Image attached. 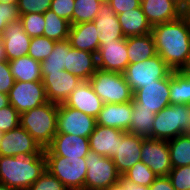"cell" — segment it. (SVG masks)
<instances>
[{
	"label": "cell",
	"mask_w": 190,
	"mask_h": 190,
	"mask_svg": "<svg viewBox=\"0 0 190 190\" xmlns=\"http://www.w3.org/2000/svg\"><path fill=\"white\" fill-rule=\"evenodd\" d=\"M157 54L173 71L190 67V17L152 26Z\"/></svg>",
	"instance_id": "cell-1"
},
{
	"label": "cell",
	"mask_w": 190,
	"mask_h": 190,
	"mask_svg": "<svg viewBox=\"0 0 190 190\" xmlns=\"http://www.w3.org/2000/svg\"><path fill=\"white\" fill-rule=\"evenodd\" d=\"M47 171L44 152L0 156V183L15 190H26Z\"/></svg>",
	"instance_id": "cell-2"
},
{
	"label": "cell",
	"mask_w": 190,
	"mask_h": 190,
	"mask_svg": "<svg viewBox=\"0 0 190 190\" xmlns=\"http://www.w3.org/2000/svg\"><path fill=\"white\" fill-rule=\"evenodd\" d=\"M58 108L59 104L48 101L20 114V125L44 149L57 134Z\"/></svg>",
	"instance_id": "cell-3"
},
{
	"label": "cell",
	"mask_w": 190,
	"mask_h": 190,
	"mask_svg": "<svg viewBox=\"0 0 190 190\" xmlns=\"http://www.w3.org/2000/svg\"><path fill=\"white\" fill-rule=\"evenodd\" d=\"M190 133V105H169L155 114L153 139L170 140Z\"/></svg>",
	"instance_id": "cell-4"
},
{
	"label": "cell",
	"mask_w": 190,
	"mask_h": 190,
	"mask_svg": "<svg viewBox=\"0 0 190 190\" xmlns=\"http://www.w3.org/2000/svg\"><path fill=\"white\" fill-rule=\"evenodd\" d=\"M89 82L103 103L116 104L133 101L134 93L123 73L98 69Z\"/></svg>",
	"instance_id": "cell-5"
},
{
	"label": "cell",
	"mask_w": 190,
	"mask_h": 190,
	"mask_svg": "<svg viewBox=\"0 0 190 190\" xmlns=\"http://www.w3.org/2000/svg\"><path fill=\"white\" fill-rule=\"evenodd\" d=\"M45 157L47 171L55 176L68 190H84L87 174L85 158Z\"/></svg>",
	"instance_id": "cell-6"
},
{
	"label": "cell",
	"mask_w": 190,
	"mask_h": 190,
	"mask_svg": "<svg viewBox=\"0 0 190 190\" xmlns=\"http://www.w3.org/2000/svg\"><path fill=\"white\" fill-rule=\"evenodd\" d=\"M173 70L158 55L142 62L129 64L123 75L133 93L147 84L166 78Z\"/></svg>",
	"instance_id": "cell-7"
},
{
	"label": "cell",
	"mask_w": 190,
	"mask_h": 190,
	"mask_svg": "<svg viewBox=\"0 0 190 190\" xmlns=\"http://www.w3.org/2000/svg\"><path fill=\"white\" fill-rule=\"evenodd\" d=\"M85 160L87 174L84 190H103L121 180V175L110 157L89 151Z\"/></svg>",
	"instance_id": "cell-8"
},
{
	"label": "cell",
	"mask_w": 190,
	"mask_h": 190,
	"mask_svg": "<svg viewBox=\"0 0 190 190\" xmlns=\"http://www.w3.org/2000/svg\"><path fill=\"white\" fill-rule=\"evenodd\" d=\"M132 104L137 109L150 110L153 113L160 112L170 105V74L157 80L155 83L137 89L133 95Z\"/></svg>",
	"instance_id": "cell-9"
},
{
	"label": "cell",
	"mask_w": 190,
	"mask_h": 190,
	"mask_svg": "<svg viewBox=\"0 0 190 190\" xmlns=\"http://www.w3.org/2000/svg\"><path fill=\"white\" fill-rule=\"evenodd\" d=\"M9 104L20 114L48 102L42 81H15L8 93Z\"/></svg>",
	"instance_id": "cell-10"
},
{
	"label": "cell",
	"mask_w": 190,
	"mask_h": 190,
	"mask_svg": "<svg viewBox=\"0 0 190 190\" xmlns=\"http://www.w3.org/2000/svg\"><path fill=\"white\" fill-rule=\"evenodd\" d=\"M97 125L96 118L77 109L59 104L57 134H70L89 138Z\"/></svg>",
	"instance_id": "cell-11"
},
{
	"label": "cell",
	"mask_w": 190,
	"mask_h": 190,
	"mask_svg": "<svg viewBox=\"0 0 190 190\" xmlns=\"http://www.w3.org/2000/svg\"><path fill=\"white\" fill-rule=\"evenodd\" d=\"M141 161L158 177L168 176L172 164L167 140L143 138Z\"/></svg>",
	"instance_id": "cell-12"
},
{
	"label": "cell",
	"mask_w": 190,
	"mask_h": 190,
	"mask_svg": "<svg viewBox=\"0 0 190 190\" xmlns=\"http://www.w3.org/2000/svg\"><path fill=\"white\" fill-rule=\"evenodd\" d=\"M96 58L98 69L123 73L129 65L126 38L100 44Z\"/></svg>",
	"instance_id": "cell-13"
},
{
	"label": "cell",
	"mask_w": 190,
	"mask_h": 190,
	"mask_svg": "<svg viewBox=\"0 0 190 190\" xmlns=\"http://www.w3.org/2000/svg\"><path fill=\"white\" fill-rule=\"evenodd\" d=\"M42 82L48 101L62 104L76 90L82 80L74 76L71 72L62 70L49 73L42 79Z\"/></svg>",
	"instance_id": "cell-14"
},
{
	"label": "cell",
	"mask_w": 190,
	"mask_h": 190,
	"mask_svg": "<svg viewBox=\"0 0 190 190\" xmlns=\"http://www.w3.org/2000/svg\"><path fill=\"white\" fill-rule=\"evenodd\" d=\"M32 152H44V148L21 125L3 133L0 141V156H16Z\"/></svg>",
	"instance_id": "cell-15"
},
{
	"label": "cell",
	"mask_w": 190,
	"mask_h": 190,
	"mask_svg": "<svg viewBox=\"0 0 190 190\" xmlns=\"http://www.w3.org/2000/svg\"><path fill=\"white\" fill-rule=\"evenodd\" d=\"M90 151L89 140L70 134H56L52 143L44 149L45 156L85 158Z\"/></svg>",
	"instance_id": "cell-16"
},
{
	"label": "cell",
	"mask_w": 190,
	"mask_h": 190,
	"mask_svg": "<svg viewBox=\"0 0 190 190\" xmlns=\"http://www.w3.org/2000/svg\"><path fill=\"white\" fill-rule=\"evenodd\" d=\"M142 143L143 137L122 132V141H118L117 154L111 158L121 176L131 169L136 162L141 161Z\"/></svg>",
	"instance_id": "cell-17"
},
{
	"label": "cell",
	"mask_w": 190,
	"mask_h": 190,
	"mask_svg": "<svg viewBox=\"0 0 190 190\" xmlns=\"http://www.w3.org/2000/svg\"><path fill=\"white\" fill-rule=\"evenodd\" d=\"M2 39L7 61L28 54L31 37L24 31L23 23L20 20L14 23H9L4 28Z\"/></svg>",
	"instance_id": "cell-18"
},
{
	"label": "cell",
	"mask_w": 190,
	"mask_h": 190,
	"mask_svg": "<svg viewBox=\"0 0 190 190\" xmlns=\"http://www.w3.org/2000/svg\"><path fill=\"white\" fill-rule=\"evenodd\" d=\"M63 104L97 118L104 103L95 94L89 80H86L78 85Z\"/></svg>",
	"instance_id": "cell-19"
},
{
	"label": "cell",
	"mask_w": 190,
	"mask_h": 190,
	"mask_svg": "<svg viewBox=\"0 0 190 190\" xmlns=\"http://www.w3.org/2000/svg\"><path fill=\"white\" fill-rule=\"evenodd\" d=\"M132 101L124 103H104L96 118L97 125L112 127L127 132L131 126Z\"/></svg>",
	"instance_id": "cell-20"
},
{
	"label": "cell",
	"mask_w": 190,
	"mask_h": 190,
	"mask_svg": "<svg viewBox=\"0 0 190 190\" xmlns=\"http://www.w3.org/2000/svg\"><path fill=\"white\" fill-rule=\"evenodd\" d=\"M141 7L151 26L171 22L182 16L179 0H141Z\"/></svg>",
	"instance_id": "cell-21"
},
{
	"label": "cell",
	"mask_w": 190,
	"mask_h": 190,
	"mask_svg": "<svg viewBox=\"0 0 190 190\" xmlns=\"http://www.w3.org/2000/svg\"><path fill=\"white\" fill-rule=\"evenodd\" d=\"M93 22L97 30L100 31V44L125 38L117 14L106 0L100 5Z\"/></svg>",
	"instance_id": "cell-22"
},
{
	"label": "cell",
	"mask_w": 190,
	"mask_h": 190,
	"mask_svg": "<svg viewBox=\"0 0 190 190\" xmlns=\"http://www.w3.org/2000/svg\"><path fill=\"white\" fill-rule=\"evenodd\" d=\"M122 130L96 125L89 136L90 151L112 158L117 154L118 141H122Z\"/></svg>",
	"instance_id": "cell-23"
},
{
	"label": "cell",
	"mask_w": 190,
	"mask_h": 190,
	"mask_svg": "<svg viewBox=\"0 0 190 190\" xmlns=\"http://www.w3.org/2000/svg\"><path fill=\"white\" fill-rule=\"evenodd\" d=\"M100 31L93 21L71 25L68 40L72 48L97 53Z\"/></svg>",
	"instance_id": "cell-24"
},
{
	"label": "cell",
	"mask_w": 190,
	"mask_h": 190,
	"mask_svg": "<svg viewBox=\"0 0 190 190\" xmlns=\"http://www.w3.org/2000/svg\"><path fill=\"white\" fill-rule=\"evenodd\" d=\"M64 70L82 81L90 80L98 70L96 54L70 47Z\"/></svg>",
	"instance_id": "cell-25"
},
{
	"label": "cell",
	"mask_w": 190,
	"mask_h": 190,
	"mask_svg": "<svg viewBox=\"0 0 190 190\" xmlns=\"http://www.w3.org/2000/svg\"><path fill=\"white\" fill-rule=\"evenodd\" d=\"M117 17L125 38L151 33L152 26L143 13L141 6L133 10L120 13Z\"/></svg>",
	"instance_id": "cell-26"
},
{
	"label": "cell",
	"mask_w": 190,
	"mask_h": 190,
	"mask_svg": "<svg viewBox=\"0 0 190 190\" xmlns=\"http://www.w3.org/2000/svg\"><path fill=\"white\" fill-rule=\"evenodd\" d=\"M129 64L142 62L157 54L152 34L126 37Z\"/></svg>",
	"instance_id": "cell-27"
},
{
	"label": "cell",
	"mask_w": 190,
	"mask_h": 190,
	"mask_svg": "<svg viewBox=\"0 0 190 190\" xmlns=\"http://www.w3.org/2000/svg\"><path fill=\"white\" fill-rule=\"evenodd\" d=\"M8 62L15 81H42L41 62L34 60L28 55Z\"/></svg>",
	"instance_id": "cell-28"
},
{
	"label": "cell",
	"mask_w": 190,
	"mask_h": 190,
	"mask_svg": "<svg viewBox=\"0 0 190 190\" xmlns=\"http://www.w3.org/2000/svg\"><path fill=\"white\" fill-rule=\"evenodd\" d=\"M170 104L190 105V74L186 70L170 73Z\"/></svg>",
	"instance_id": "cell-29"
},
{
	"label": "cell",
	"mask_w": 190,
	"mask_h": 190,
	"mask_svg": "<svg viewBox=\"0 0 190 190\" xmlns=\"http://www.w3.org/2000/svg\"><path fill=\"white\" fill-rule=\"evenodd\" d=\"M71 44L69 40L57 41L50 55L41 62L42 79L49 73L62 71L65 68Z\"/></svg>",
	"instance_id": "cell-30"
},
{
	"label": "cell",
	"mask_w": 190,
	"mask_h": 190,
	"mask_svg": "<svg viewBox=\"0 0 190 190\" xmlns=\"http://www.w3.org/2000/svg\"><path fill=\"white\" fill-rule=\"evenodd\" d=\"M172 168L190 165V133L167 140Z\"/></svg>",
	"instance_id": "cell-31"
},
{
	"label": "cell",
	"mask_w": 190,
	"mask_h": 190,
	"mask_svg": "<svg viewBox=\"0 0 190 190\" xmlns=\"http://www.w3.org/2000/svg\"><path fill=\"white\" fill-rule=\"evenodd\" d=\"M45 29L43 36L54 41L67 40L71 23L59 17L50 9L44 13Z\"/></svg>",
	"instance_id": "cell-32"
},
{
	"label": "cell",
	"mask_w": 190,
	"mask_h": 190,
	"mask_svg": "<svg viewBox=\"0 0 190 190\" xmlns=\"http://www.w3.org/2000/svg\"><path fill=\"white\" fill-rule=\"evenodd\" d=\"M130 118L131 126L127 131L128 133H133L143 138H153L155 113L146 109H137L133 105V113Z\"/></svg>",
	"instance_id": "cell-33"
},
{
	"label": "cell",
	"mask_w": 190,
	"mask_h": 190,
	"mask_svg": "<svg viewBox=\"0 0 190 190\" xmlns=\"http://www.w3.org/2000/svg\"><path fill=\"white\" fill-rule=\"evenodd\" d=\"M158 176L142 161L136 162L131 169L121 176V179L133 185L150 187Z\"/></svg>",
	"instance_id": "cell-34"
},
{
	"label": "cell",
	"mask_w": 190,
	"mask_h": 190,
	"mask_svg": "<svg viewBox=\"0 0 190 190\" xmlns=\"http://www.w3.org/2000/svg\"><path fill=\"white\" fill-rule=\"evenodd\" d=\"M104 0H75L72 25L93 21Z\"/></svg>",
	"instance_id": "cell-35"
},
{
	"label": "cell",
	"mask_w": 190,
	"mask_h": 190,
	"mask_svg": "<svg viewBox=\"0 0 190 190\" xmlns=\"http://www.w3.org/2000/svg\"><path fill=\"white\" fill-rule=\"evenodd\" d=\"M56 41L40 36L31 38L28 56L39 62L44 61L52 52Z\"/></svg>",
	"instance_id": "cell-36"
},
{
	"label": "cell",
	"mask_w": 190,
	"mask_h": 190,
	"mask_svg": "<svg viewBox=\"0 0 190 190\" xmlns=\"http://www.w3.org/2000/svg\"><path fill=\"white\" fill-rule=\"evenodd\" d=\"M24 31L31 37L43 36L45 29L44 14L27 13L20 16Z\"/></svg>",
	"instance_id": "cell-37"
},
{
	"label": "cell",
	"mask_w": 190,
	"mask_h": 190,
	"mask_svg": "<svg viewBox=\"0 0 190 190\" xmlns=\"http://www.w3.org/2000/svg\"><path fill=\"white\" fill-rule=\"evenodd\" d=\"M20 125V113L9 104L0 109V131L6 133Z\"/></svg>",
	"instance_id": "cell-38"
},
{
	"label": "cell",
	"mask_w": 190,
	"mask_h": 190,
	"mask_svg": "<svg viewBox=\"0 0 190 190\" xmlns=\"http://www.w3.org/2000/svg\"><path fill=\"white\" fill-rule=\"evenodd\" d=\"M168 178L176 190H190V165L172 168Z\"/></svg>",
	"instance_id": "cell-39"
},
{
	"label": "cell",
	"mask_w": 190,
	"mask_h": 190,
	"mask_svg": "<svg viewBox=\"0 0 190 190\" xmlns=\"http://www.w3.org/2000/svg\"><path fill=\"white\" fill-rule=\"evenodd\" d=\"M52 0H18L20 15L27 13L44 14L51 8Z\"/></svg>",
	"instance_id": "cell-40"
},
{
	"label": "cell",
	"mask_w": 190,
	"mask_h": 190,
	"mask_svg": "<svg viewBox=\"0 0 190 190\" xmlns=\"http://www.w3.org/2000/svg\"><path fill=\"white\" fill-rule=\"evenodd\" d=\"M26 190H68L55 176L48 171Z\"/></svg>",
	"instance_id": "cell-41"
},
{
	"label": "cell",
	"mask_w": 190,
	"mask_h": 190,
	"mask_svg": "<svg viewBox=\"0 0 190 190\" xmlns=\"http://www.w3.org/2000/svg\"><path fill=\"white\" fill-rule=\"evenodd\" d=\"M20 16L18 5L0 3V36H2L4 28L9 23L20 20Z\"/></svg>",
	"instance_id": "cell-42"
},
{
	"label": "cell",
	"mask_w": 190,
	"mask_h": 190,
	"mask_svg": "<svg viewBox=\"0 0 190 190\" xmlns=\"http://www.w3.org/2000/svg\"><path fill=\"white\" fill-rule=\"evenodd\" d=\"M75 0H52L50 10L72 25Z\"/></svg>",
	"instance_id": "cell-43"
},
{
	"label": "cell",
	"mask_w": 190,
	"mask_h": 190,
	"mask_svg": "<svg viewBox=\"0 0 190 190\" xmlns=\"http://www.w3.org/2000/svg\"><path fill=\"white\" fill-rule=\"evenodd\" d=\"M14 82L9 62L7 60L0 61V93L8 94Z\"/></svg>",
	"instance_id": "cell-44"
},
{
	"label": "cell",
	"mask_w": 190,
	"mask_h": 190,
	"mask_svg": "<svg viewBox=\"0 0 190 190\" xmlns=\"http://www.w3.org/2000/svg\"><path fill=\"white\" fill-rule=\"evenodd\" d=\"M118 15L141 6V0H106Z\"/></svg>",
	"instance_id": "cell-45"
},
{
	"label": "cell",
	"mask_w": 190,
	"mask_h": 190,
	"mask_svg": "<svg viewBox=\"0 0 190 190\" xmlns=\"http://www.w3.org/2000/svg\"><path fill=\"white\" fill-rule=\"evenodd\" d=\"M150 190H176L168 178V176L157 177L153 184L150 186Z\"/></svg>",
	"instance_id": "cell-46"
},
{
	"label": "cell",
	"mask_w": 190,
	"mask_h": 190,
	"mask_svg": "<svg viewBox=\"0 0 190 190\" xmlns=\"http://www.w3.org/2000/svg\"><path fill=\"white\" fill-rule=\"evenodd\" d=\"M182 16L190 17V0H179Z\"/></svg>",
	"instance_id": "cell-47"
},
{
	"label": "cell",
	"mask_w": 190,
	"mask_h": 190,
	"mask_svg": "<svg viewBox=\"0 0 190 190\" xmlns=\"http://www.w3.org/2000/svg\"><path fill=\"white\" fill-rule=\"evenodd\" d=\"M103 190H127V183L121 179L119 182Z\"/></svg>",
	"instance_id": "cell-48"
},
{
	"label": "cell",
	"mask_w": 190,
	"mask_h": 190,
	"mask_svg": "<svg viewBox=\"0 0 190 190\" xmlns=\"http://www.w3.org/2000/svg\"><path fill=\"white\" fill-rule=\"evenodd\" d=\"M9 105L8 94L0 93V109Z\"/></svg>",
	"instance_id": "cell-49"
},
{
	"label": "cell",
	"mask_w": 190,
	"mask_h": 190,
	"mask_svg": "<svg viewBox=\"0 0 190 190\" xmlns=\"http://www.w3.org/2000/svg\"><path fill=\"white\" fill-rule=\"evenodd\" d=\"M127 190H150V187L127 183Z\"/></svg>",
	"instance_id": "cell-50"
},
{
	"label": "cell",
	"mask_w": 190,
	"mask_h": 190,
	"mask_svg": "<svg viewBox=\"0 0 190 190\" xmlns=\"http://www.w3.org/2000/svg\"><path fill=\"white\" fill-rule=\"evenodd\" d=\"M6 59V53H5V48H4V42L2 39V36H0V61H4Z\"/></svg>",
	"instance_id": "cell-51"
},
{
	"label": "cell",
	"mask_w": 190,
	"mask_h": 190,
	"mask_svg": "<svg viewBox=\"0 0 190 190\" xmlns=\"http://www.w3.org/2000/svg\"><path fill=\"white\" fill-rule=\"evenodd\" d=\"M0 3L18 4V0H0Z\"/></svg>",
	"instance_id": "cell-52"
},
{
	"label": "cell",
	"mask_w": 190,
	"mask_h": 190,
	"mask_svg": "<svg viewBox=\"0 0 190 190\" xmlns=\"http://www.w3.org/2000/svg\"><path fill=\"white\" fill-rule=\"evenodd\" d=\"M0 190H15L11 187H8L7 185L0 183Z\"/></svg>",
	"instance_id": "cell-53"
},
{
	"label": "cell",
	"mask_w": 190,
	"mask_h": 190,
	"mask_svg": "<svg viewBox=\"0 0 190 190\" xmlns=\"http://www.w3.org/2000/svg\"><path fill=\"white\" fill-rule=\"evenodd\" d=\"M3 133L0 131V141L2 140Z\"/></svg>",
	"instance_id": "cell-54"
},
{
	"label": "cell",
	"mask_w": 190,
	"mask_h": 190,
	"mask_svg": "<svg viewBox=\"0 0 190 190\" xmlns=\"http://www.w3.org/2000/svg\"><path fill=\"white\" fill-rule=\"evenodd\" d=\"M186 71L190 74V68H187Z\"/></svg>",
	"instance_id": "cell-55"
}]
</instances>
